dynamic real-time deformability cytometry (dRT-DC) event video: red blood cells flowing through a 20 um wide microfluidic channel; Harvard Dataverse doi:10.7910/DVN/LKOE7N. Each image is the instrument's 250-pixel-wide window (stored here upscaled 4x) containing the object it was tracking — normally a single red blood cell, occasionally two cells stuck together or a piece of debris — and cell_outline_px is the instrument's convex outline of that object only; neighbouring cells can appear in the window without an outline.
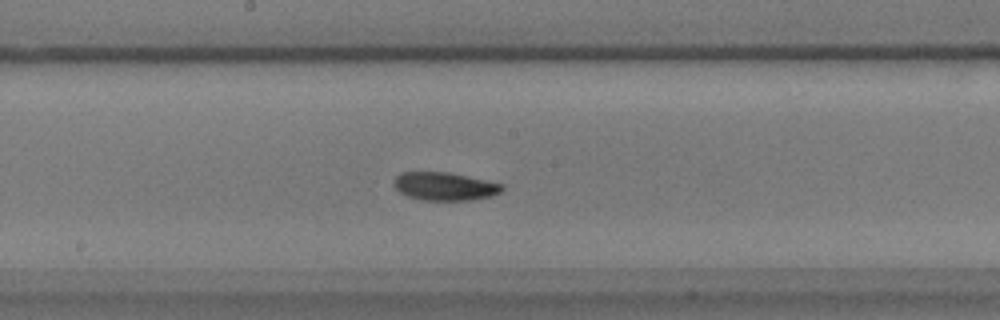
{"species": "common noctule bat (a hibernating species)", "species_latin": "Nyctalus noctula", "temperature_condition": "warm", "stored_images_in_passage": 43, "camera_frame_rate_fps": 3000, "um_per_image_px": 0.085, "animal": {"sex": "male", "body_mass_g": 17.9}, "frame": {"image": 1, "passage_image": 15, "time_ms": 4.667, "image_size_px": [1000, 320], "cell_outline_px": [[504, 188], [500, 192], [492, 196], [472, 200], [420, 200], [408, 196], [400, 192], [392, 184], [396, 176], [404, 172], [448, 172], [504, 184]], "centroid_in_image_um": [37.8, 15.84], "position_along_channel_um": 210.4, "area_um2": 17.74}}
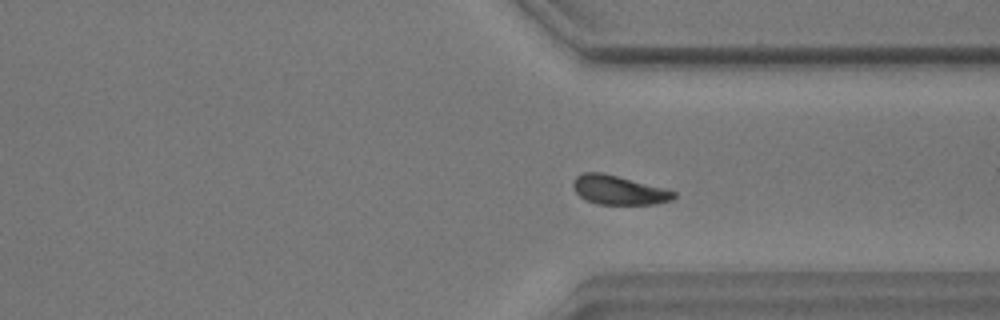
{"frame": {"image": 2, "passage_image": 28, "time_ms": 9.0, "image_size_px": [1000, 320], "cell_outline_px": [[676, 196], [672, 200], [656, 204], [596, 204], [580, 196], [576, 192], [572, 184], [572, 180], [576, 176], [584, 172], [600, 172], [668, 188], [676, 192]], "centroid_in_image_um": [52.62, 16.15], "position_along_channel_um": 358.8, "area_um2": 17.17}}
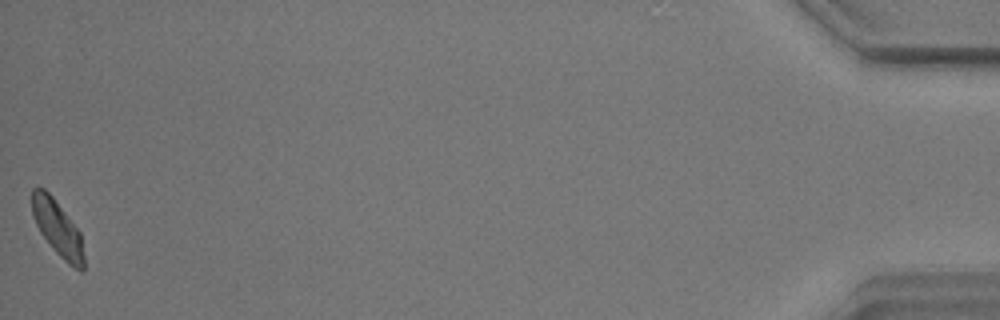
{"frame": {"image": 3, "passage_image": 43, "time_ms": 14.0, "image_size_px": [1000, 320], "cell_outline_px": [[84, 268], [80, 272], [68, 264], [56, 252], [40, 232], [32, 216], [32, 188], [44, 188], [52, 196], [80, 232], [84, 256]], "centroid_in_image_um": [4.9, 19.42], "position_along_channel_um": 430.3, "area_um2": 16.59}, "authors_computed_cell_mechanics": {"area_um2": 17.34, "velocity_mm_per_s": 3.424, "shape_relaxation_time_tau1_ms": 4.2346, "shape_relaxation_time_tau2_ms": 4.5905, "deformation_change_tau1": 0.1143, "deformation_change_tau2": 0.0898}}